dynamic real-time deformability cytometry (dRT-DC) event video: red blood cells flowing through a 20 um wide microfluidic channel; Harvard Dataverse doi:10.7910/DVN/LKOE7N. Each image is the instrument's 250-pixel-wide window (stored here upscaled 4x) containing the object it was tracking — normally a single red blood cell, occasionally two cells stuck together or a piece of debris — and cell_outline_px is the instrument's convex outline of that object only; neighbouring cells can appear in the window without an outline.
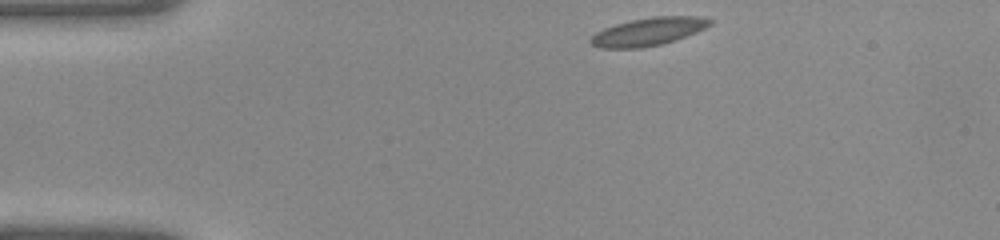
{"species": "common noctule bat (a hibernating species)", "species_latin": "Nyctalus noctula", "temperature_condition": "warm", "stored_images_in_passage": 35, "camera_frame_rate_fps": 3000, "um_per_image_px": 0.085, "animal": {"sex": "female", "body_mass_g": 22.0, "forearm_length_mm": 56.7}, "frame": {"image": 1, "passage_image": 1, "time_ms": 0.0, "image_size_px": [1000, 240], "cell_outline_px": [[712, 24], [696, 32], [676, 40], [660, 44], [640, 48], [600, 48], [588, 44], [588, 40], [596, 32], [604, 28], [616, 24], [632, 20], [652, 16], [700, 16], [712, 20]], "centroid_in_image_um": [55.08, 2.69], "position_along_channel_um": 29.9, "area_um2": 19.48}}
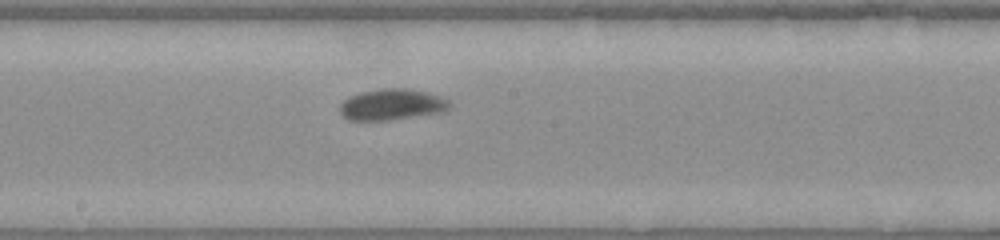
{"frame": {"image": 2, "passage_image": 16, "time_ms": 5.0, "image_size_px": [1000, 240], "cell_outline_px": [[452, 104], [448, 108], [440, 112], [384, 120], [348, 120], [340, 112], [340, 104], [348, 96], [360, 92], [384, 88], [404, 88], [428, 92], [440, 96], [448, 100]], "centroid_in_image_um": [33.28, 8.86], "position_along_channel_um": 214.9, "area_um2": 19.65}}
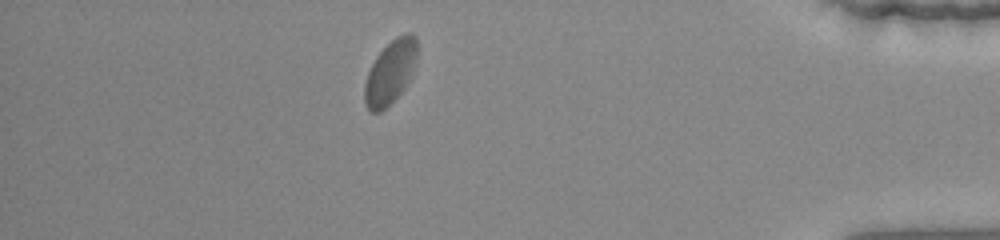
{"frame": {"image": 3, "passage_image": 30, "time_ms": 9.667, "image_size_px": [1000, 240], "cell_outline_px": [[416, 60], [408, 80], [404, 88], [380, 112], [368, 112], [364, 104], [364, 84], [368, 72], [376, 56], [396, 36], [404, 32], [412, 32], [416, 36]], "centroid_in_image_um": [33.15, 6.12], "position_along_channel_um": 402.1, "area_um2": 19.25}}